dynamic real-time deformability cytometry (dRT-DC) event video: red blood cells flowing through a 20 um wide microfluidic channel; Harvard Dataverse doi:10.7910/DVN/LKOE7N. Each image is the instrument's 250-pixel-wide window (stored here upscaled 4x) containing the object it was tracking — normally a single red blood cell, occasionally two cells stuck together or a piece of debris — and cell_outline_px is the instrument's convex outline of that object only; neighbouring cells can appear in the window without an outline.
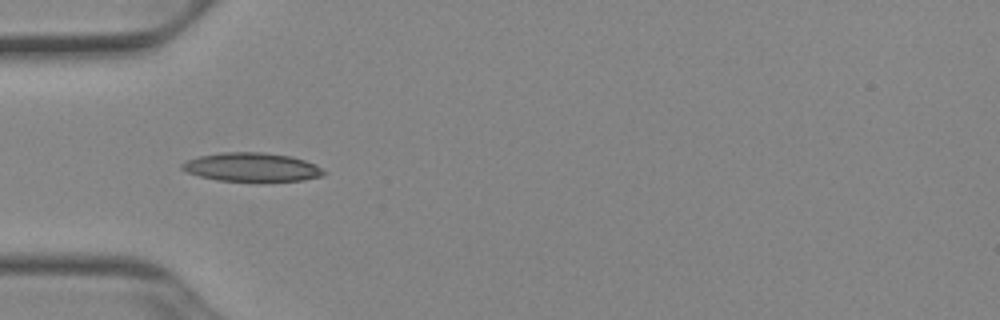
{"species": "Egyptian fruit bat (a non-hibernating species)", "species_latin": "Rousettus aegyptiacus", "temperature_condition": "cold", "stored_images_in_passage": 15, "camera_frame_rate_fps": 3000, "um_per_image_px": 0.085, "animal": {"sex": "female"}, "frame": {"image": 1, "passage_image": 5, "time_ms": 1.333, "image_size_px": [1000, 320], "cell_outline_px": [[328, 172], [324, 176], [304, 180], [216, 180], [200, 176], [188, 172], [180, 168], [180, 164], [184, 160], [200, 156], [220, 152], [264, 152], [292, 156], [316, 164]], "centroid_in_image_um": [21.42, 14.19], "position_along_channel_um": 63.6, "area_um2": 23.7}}
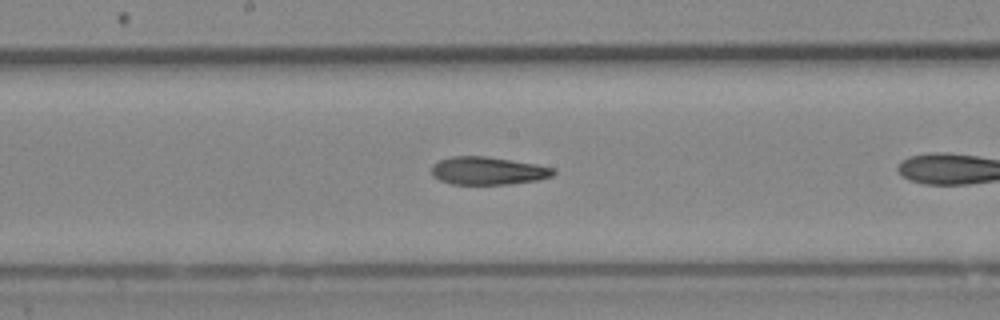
{"frame": {"image": 2, "passage_image": 13, "time_ms": 4.0, "image_size_px": [1000, 320], "cell_outline_px": [[556, 172], [552, 176], [540, 180], [508, 184], [452, 184], [440, 180], [432, 176], [432, 164], [440, 160], [452, 156], [484, 156], [536, 164], [556, 168]], "centroid_in_image_um": [41.49, 14.52], "position_along_channel_um": 206.7, "area_um2": 19.83}}